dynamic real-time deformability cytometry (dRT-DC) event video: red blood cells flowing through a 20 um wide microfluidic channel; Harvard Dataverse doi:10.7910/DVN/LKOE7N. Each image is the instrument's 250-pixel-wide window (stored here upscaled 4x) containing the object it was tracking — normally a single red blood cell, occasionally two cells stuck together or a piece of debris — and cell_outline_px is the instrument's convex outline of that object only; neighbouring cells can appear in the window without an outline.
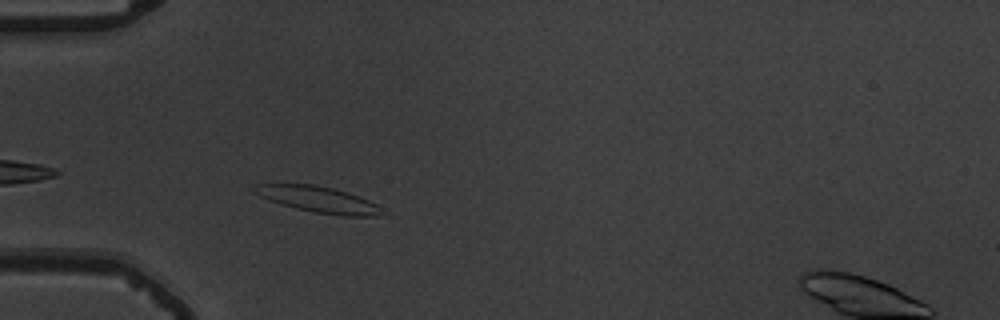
{"species": "common noctule bat (a hibernating species)", "species_latin": "Nyctalus noctula", "temperature_condition": "warm", "stored_images_in_passage": 35, "camera_frame_rate_fps": 3000, "um_per_image_px": 0.085, "animal": {"sex": "male", "body_mass_g": 19.5, "forearm_length_mm": 54.6}, "frame": {"image": 1, "passage_image": 3, "time_ms": 0.667, "image_size_px": [1000, 320], "cell_outline_px": [[388, 216], [340, 216], [316, 212], [296, 208], [260, 196], [252, 192], [248, 188], [256, 184], [312, 184], [332, 188], [348, 192], [360, 196], [376, 204]], "centroid_in_image_um": [27.09, 16.95], "position_along_channel_um": 57.9, "area_um2": 19.42}}
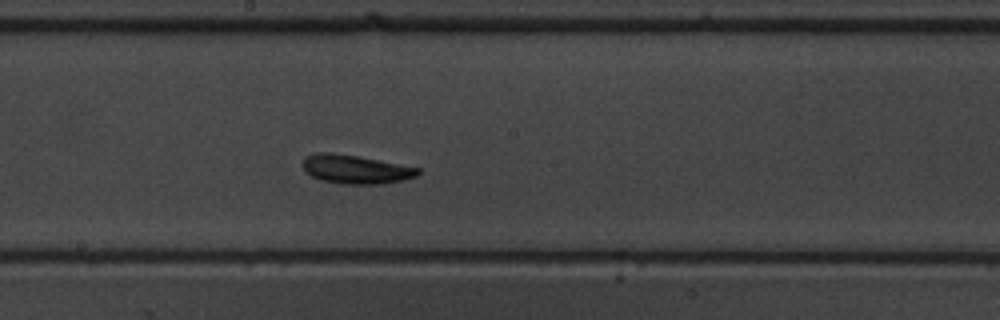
{"frame": {"image": 2, "passage_image": 17, "time_ms": 5.333, "image_size_px": [1000, 320], "cell_outline_px": [[420, 172], [416, 176], [404, 180], [380, 184], [340, 184], [320, 180], [312, 176], [300, 164], [304, 156], [316, 152], [332, 152], [360, 156], [420, 168]], "centroid_in_image_um": [30.19, 14.38], "position_along_channel_um": 218.0, "area_um2": 19.59}}
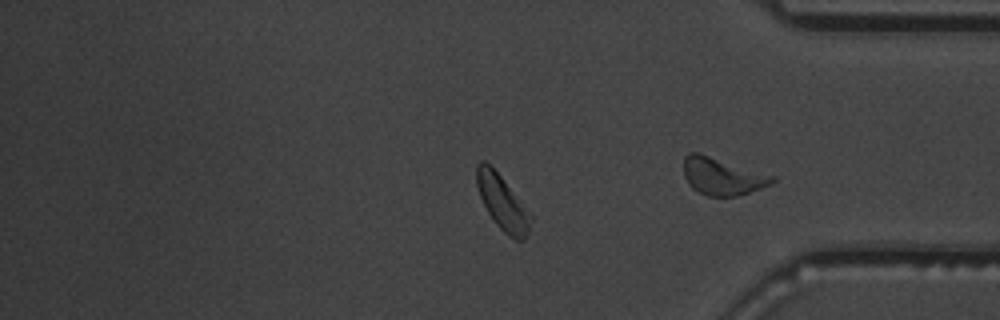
{"frame": {"image": 3, "passage_image": 30, "time_ms": 9.667, "image_size_px": [1000, 320], "cell_outline_px": [[532, 220], [528, 232], [524, 240], [516, 240], [508, 236], [496, 224], [488, 212], [480, 196], [476, 184], [476, 164], [480, 160], [484, 160], [500, 176], [532, 216]], "centroid_in_image_um": [42.69, 17.24], "position_along_channel_um": 392.5, "area_um2": 16.76}, "authors_computed_cell_mechanics": {"area_um2": 18.3226, "velocity_mm_per_s": 3.6163, "shape_relaxation_time_tau1_ms": null, "shape_relaxation_time_tau2_ms": 4.3291, "deformation_change_tau1": null, "deformation_change_tau2": 0.1282}}